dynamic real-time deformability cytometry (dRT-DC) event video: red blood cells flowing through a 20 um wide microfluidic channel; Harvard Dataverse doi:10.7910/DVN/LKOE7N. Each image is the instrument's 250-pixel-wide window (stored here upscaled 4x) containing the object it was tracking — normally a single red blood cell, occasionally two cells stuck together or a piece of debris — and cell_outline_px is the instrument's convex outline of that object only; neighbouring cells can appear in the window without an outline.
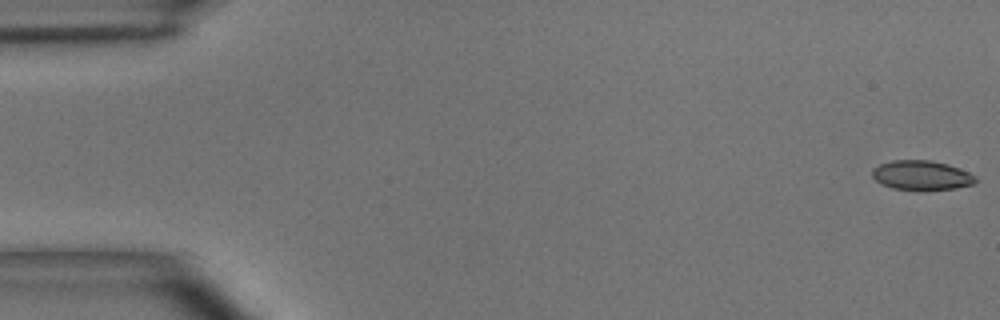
{"species": "common noctule bat (a hibernating species)", "species_latin": "Nyctalus noctula", "temperature_condition": "room temperature", "stored_images_in_passage": 11, "camera_frame_rate_fps": 3000, "um_per_image_px": 0.085, "animal": {"sex": "male", "body_mass_g": 15.6}, "frame": {"image": 1, "passage_image": 1, "time_ms": 0.0, "image_size_px": [1000, 320], "cell_outline_px": [[976, 180], [972, 184], [956, 188], [892, 188], [880, 184], [872, 176], [872, 168], [880, 164], [892, 160], [928, 160], [948, 164], [960, 168], [976, 176]], "centroid_in_image_um": [78.3, 14.86], "position_along_channel_um": 6.7, "area_um2": 17.28}}